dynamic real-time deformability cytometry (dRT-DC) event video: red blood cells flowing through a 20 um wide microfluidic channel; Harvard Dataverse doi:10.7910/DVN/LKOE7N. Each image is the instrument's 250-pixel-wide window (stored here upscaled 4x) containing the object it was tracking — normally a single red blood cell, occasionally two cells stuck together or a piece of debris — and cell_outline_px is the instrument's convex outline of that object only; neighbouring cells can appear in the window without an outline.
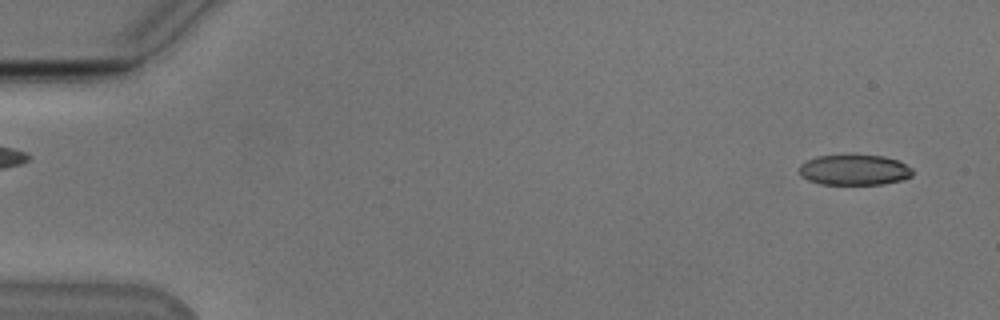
{"species": "Egyptian fruit bat (a non-hibernating species)", "species_latin": "Rousettus aegyptiacus", "temperature_condition": "cold", "stored_images_in_passage": 8, "camera_frame_rate_fps": 3000, "um_per_image_px": 0.085, "animal": {"sex": "male"}, "frame": {"image": 1, "passage_image": 2, "time_ms": 0.333, "image_size_px": [1000, 320], "cell_outline_px": [[912, 176], [904, 180], [880, 184], [820, 184], [808, 180], [800, 176], [800, 164], [816, 156], [844, 152], [884, 156], [896, 160], [912, 168]], "centroid_in_image_um": [72.59, 14.4], "position_along_channel_um": 12.4, "area_um2": 20.87}}